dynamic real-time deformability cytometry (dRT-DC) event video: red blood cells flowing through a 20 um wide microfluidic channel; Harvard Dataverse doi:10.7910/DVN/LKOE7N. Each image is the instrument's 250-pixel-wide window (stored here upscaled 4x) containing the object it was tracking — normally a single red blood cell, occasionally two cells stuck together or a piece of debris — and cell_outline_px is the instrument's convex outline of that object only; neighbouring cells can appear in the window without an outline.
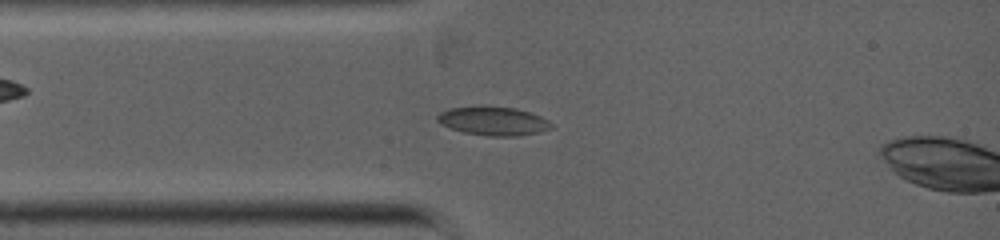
{"species": "common noctule bat (a hibernating species)", "species_latin": "Nyctalus noctula", "temperature_condition": "warm", "stored_images_in_passage": 46, "camera_frame_rate_fps": 5000, "um_per_image_px": 0.085, "animal": {"sex": "female", "body_mass_g": 19.0, "forearm_length_mm": 53.3}, "frame": {"image": 1, "passage_image": 7, "time_ms": 1.6, "image_size_px": [1000, 240], "cell_outline_px": [[552, 128], [536, 132], [516, 136], [488, 136], [464, 132], [440, 124], [436, 120], [436, 116], [440, 112], [452, 108], [516, 108], [540, 116], [548, 120], [552, 124]], "centroid_in_image_um": [41.93, 10.31], "position_along_channel_um": 43.1, "area_um2": 18.32}}
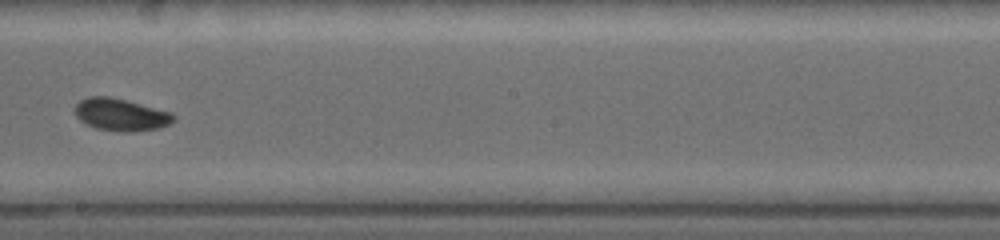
{"frame": {"image": 2, "passage_image": 22, "time_ms": 5.6, "image_size_px": [1000, 240], "cell_outline_px": [[176, 120], [160, 128], [128, 132], [96, 128], [80, 120], [72, 112], [72, 108], [80, 100], [88, 96], [108, 96], [172, 112], [176, 116]], "centroid_in_image_um": [10.25, 9.74], "position_along_channel_um": 238.0, "area_um2": 18.55}}
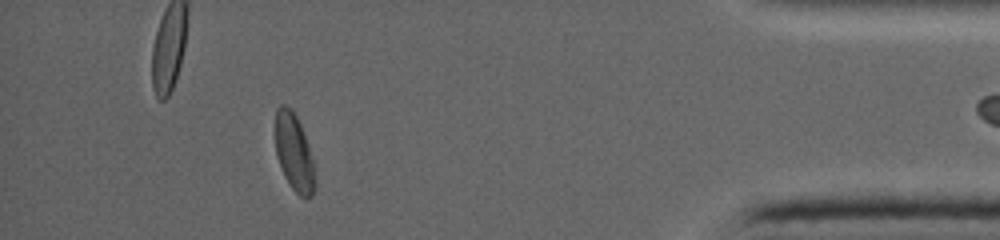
{"frame": {"image": 3, "passage_image": 40, "time_ms": 10.2, "image_size_px": [1000, 240], "cell_outline_px": [[316, 188], [312, 196], [300, 196], [292, 188], [284, 176], [276, 156], [272, 132], [276, 108], [280, 104], [284, 104], [292, 108], [300, 124], [308, 144], [312, 160], [316, 180]], "centroid_in_image_um": [24.94, 12.89], "position_along_channel_um": 410.3, "area_um2": 18.5}}